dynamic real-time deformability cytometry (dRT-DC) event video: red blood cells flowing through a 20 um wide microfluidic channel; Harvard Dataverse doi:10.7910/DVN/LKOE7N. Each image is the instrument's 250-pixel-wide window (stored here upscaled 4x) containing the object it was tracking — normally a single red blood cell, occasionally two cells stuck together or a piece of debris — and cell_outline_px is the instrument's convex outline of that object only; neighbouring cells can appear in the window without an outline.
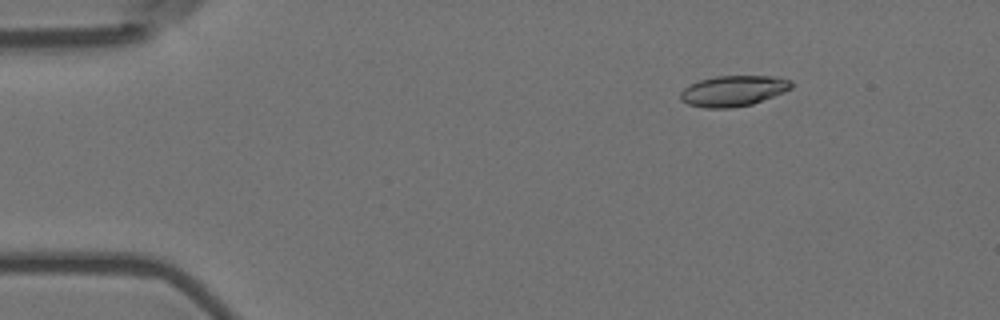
{"species": "Egyptian fruit bat (a non-hibernating species)", "species_latin": "Rousettus aegyptiacus", "temperature_condition": "room temperature", "stored_images_in_passage": 6, "camera_frame_rate_fps": 3000, "um_per_image_px": 0.085, "animal": {"sex": "female"}, "frame": {"image": 1, "passage_image": 3, "time_ms": 0.667, "image_size_px": [1000, 320], "cell_outline_px": [[792, 88], [752, 104], [732, 108], [704, 108], [688, 104], [680, 100], [680, 92], [684, 88], [700, 80], [716, 76], [772, 76], [792, 80]], "centroid_in_image_um": [62.31, 7.73], "position_along_channel_um": 22.7, "area_um2": 19.71}}